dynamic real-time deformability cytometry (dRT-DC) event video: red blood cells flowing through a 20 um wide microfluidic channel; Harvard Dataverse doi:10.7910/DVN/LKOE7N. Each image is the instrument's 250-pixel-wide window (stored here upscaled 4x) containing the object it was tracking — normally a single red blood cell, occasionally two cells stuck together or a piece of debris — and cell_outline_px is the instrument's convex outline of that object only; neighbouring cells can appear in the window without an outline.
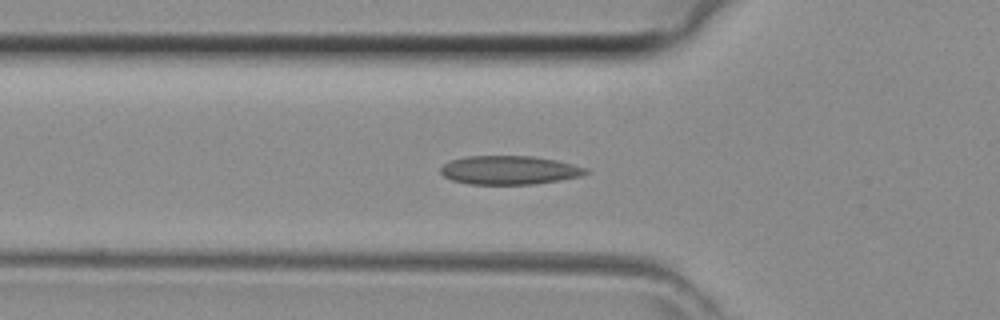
{"species": "common noctule bat (a hibernating species)", "species_latin": "Nyctalus noctula", "temperature_condition": "room temperature", "stored_images_in_passage": 16, "camera_frame_rate_fps": 3000, "um_per_image_px": 0.085, "animal": {"sex": "female", "body_mass_g": 29.2, "forearm_length_mm": 56.3}, "frame": {"image": 1, "passage_image": 15, "time_ms": 4.667, "image_size_px": [1000, 320], "cell_outline_px": [[588, 172], [580, 176], [560, 180], [532, 184], [468, 184], [452, 180], [444, 176], [440, 172], [440, 168], [444, 164], [452, 160], [464, 156], [532, 156], [556, 160], [572, 164], [584, 168]], "centroid_in_image_um": [43.25, 14.46], "position_along_channel_um": 82.6, "area_um2": 24.1}}